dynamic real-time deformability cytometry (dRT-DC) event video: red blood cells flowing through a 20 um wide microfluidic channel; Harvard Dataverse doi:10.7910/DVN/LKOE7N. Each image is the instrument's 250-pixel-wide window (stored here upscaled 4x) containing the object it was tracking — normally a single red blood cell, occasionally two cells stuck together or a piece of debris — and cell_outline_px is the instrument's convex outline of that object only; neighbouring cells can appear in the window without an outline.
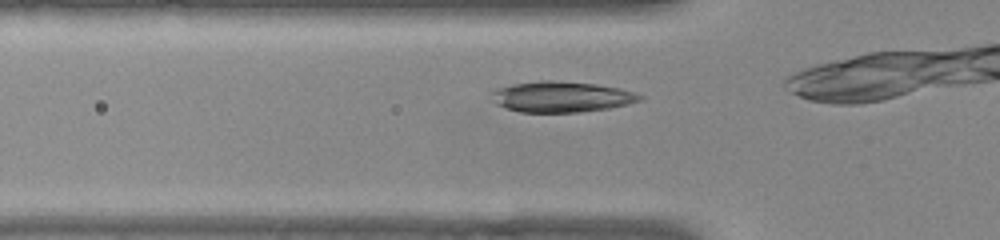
{"species": "common noctule bat (a hibernating species)", "species_latin": "Nyctalus noctula", "temperature_condition": "warm", "stored_images_in_passage": 7, "camera_frame_rate_fps": 3000, "um_per_image_px": 0.085, "animal": {"sex": "female", "body_mass_g": 22.0, "forearm_length_mm": 56.7}, "frame": {"image": 1, "passage_image": 3, "time_ms": 0.667, "image_size_px": [1000, 240], "cell_outline_px": [[644, 96], [640, 100], [628, 104], [608, 108], [580, 112], [520, 112], [504, 108], [488, 100], [488, 92], [496, 88], [512, 84], [540, 80], [552, 80], [596, 84], [620, 88]], "centroid_in_image_um": [47.6, 8.22], "position_along_channel_um": 78.2, "area_um2": 26.93}}
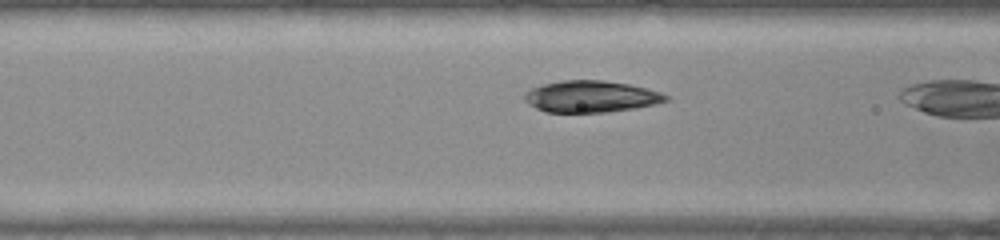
{"frame": {"image": 2, "passage_image": 6, "time_ms": 1.667, "image_size_px": [1000, 240], "cell_outline_px": [[668, 100], [656, 104], [636, 108], [608, 112], [544, 112], [528, 104], [524, 100], [524, 92], [532, 88], [544, 84], [564, 80], [604, 80], [628, 84], [660, 92], [668, 96]], "centroid_in_image_um": [50.21, 8.21], "position_along_channel_um": 116.4, "area_um2": 26.01}}